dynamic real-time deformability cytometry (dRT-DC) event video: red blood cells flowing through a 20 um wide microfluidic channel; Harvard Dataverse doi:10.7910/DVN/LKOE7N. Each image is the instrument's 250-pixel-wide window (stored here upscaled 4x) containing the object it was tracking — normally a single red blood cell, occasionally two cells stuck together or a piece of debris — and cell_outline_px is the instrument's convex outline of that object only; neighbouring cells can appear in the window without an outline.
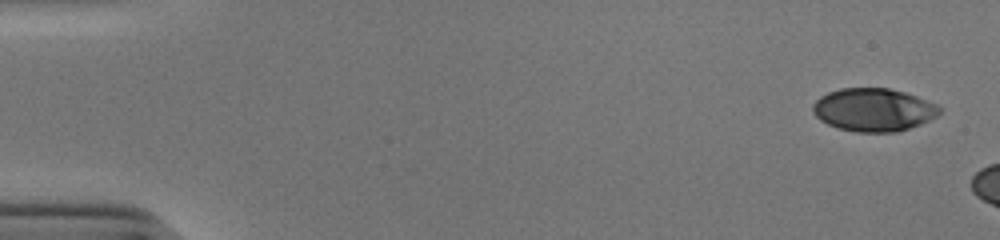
{"species": "human", "species_latin": "Homo sapiens", "temperature_condition": "cold", "stored_images_in_passage": 7, "camera_frame_rate_fps": 3000, "um_per_image_px": 0.085, "donor": {"sex": "male"}, "frame": {"image": 1, "passage_image": 1, "time_ms": 0.0, "image_size_px": [1000, 240], "cell_outline_px": [[944, 108], [936, 116], [920, 124], [896, 132], [856, 132], [836, 128], [820, 120], [812, 112], [812, 104], [820, 96], [828, 92], [840, 88], [888, 88], [904, 92], [928, 100]], "centroid_in_image_um": [74.23, 9.33], "position_along_channel_um": 10.8, "area_um2": 31.91}}